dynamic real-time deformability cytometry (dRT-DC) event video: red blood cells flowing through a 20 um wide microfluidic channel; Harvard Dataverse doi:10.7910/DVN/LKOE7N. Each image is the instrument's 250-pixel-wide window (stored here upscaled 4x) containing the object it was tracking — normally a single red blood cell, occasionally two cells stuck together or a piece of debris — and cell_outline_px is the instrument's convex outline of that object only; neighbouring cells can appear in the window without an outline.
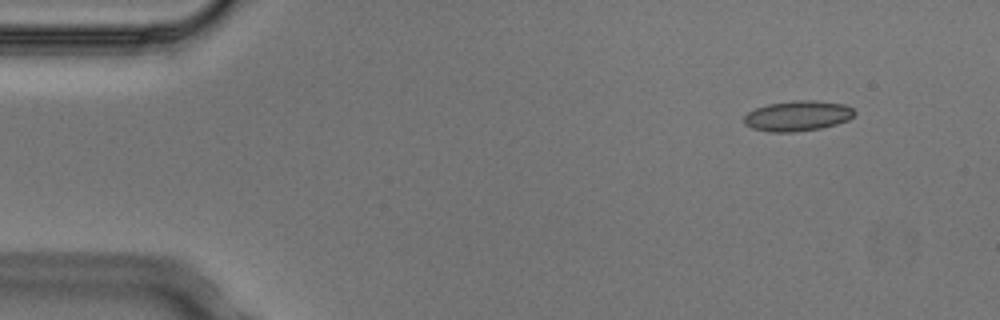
{"species": "Egyptian fruit bat (a non-hibernating species)", "species_latin": "Rousettus aegyptiacus", "temperature_condition": "cold", "stored_images_in_passage": 3, "camera_frame_rate_fps": 3000, "um_per_image_px": 0.085, "animal": {"sex": "male"}, "frame": {"image": 1, "passage_image": 1, "time_ms": 0.0, "image_size_px": [1000, 320], "cell_outline_px": [[856, 112], [848, 120], [836, 124], [820, 128], [792, 132], [772, 132], [752, 128], [744, 124], [744, 116], [748, 112], [756, 108], [768, 104], [792, 100], [816, 100], [844, 104], [852, 108]], "centroid_in_image_um": [67.79, 9.84], "position_along_channel_um": 17.2, "area_um2": 19.48}}